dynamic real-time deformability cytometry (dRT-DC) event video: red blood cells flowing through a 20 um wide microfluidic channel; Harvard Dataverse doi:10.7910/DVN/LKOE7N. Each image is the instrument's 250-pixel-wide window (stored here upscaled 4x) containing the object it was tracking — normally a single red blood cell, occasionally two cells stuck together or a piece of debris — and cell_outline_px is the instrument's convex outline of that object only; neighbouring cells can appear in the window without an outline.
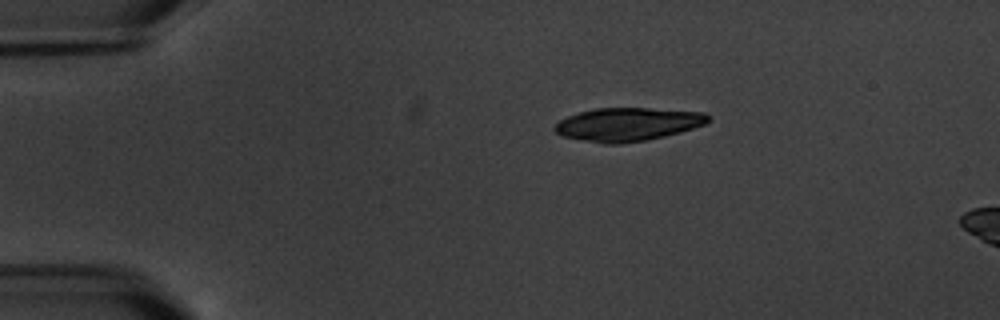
{"species": "common noctule bat (a hibernating species)", "species_latin": "Nyctalus noctula", "temperature_condition": "warm", "stored_images_in_passage": 2, "camera_frame_rate_fps": 3000, "um_per_image_px": 0.085, "animal": {"sex": "male", "body_mass_g": 20.1, "forearm_length_mm": 53.5}, "frame": {"image": 1, "passage_image": 1, "time_ms": 0.0, "image_size_px": [1000, 320], "cell_outline_px": [[712, 120], [704, 124], [680, 132], [648, 140], [620, 144], [604, 144], [564, 136], [556, 132], [552, 128], [560, 120], [568, 116], [580, 112], [596, 108], [648, 108], [704, 112], [712, 116]], "centroid_in_image_um": [53.39, 10.56], "position_along_channel_um": 31.6, "area_um2": 29.77}}